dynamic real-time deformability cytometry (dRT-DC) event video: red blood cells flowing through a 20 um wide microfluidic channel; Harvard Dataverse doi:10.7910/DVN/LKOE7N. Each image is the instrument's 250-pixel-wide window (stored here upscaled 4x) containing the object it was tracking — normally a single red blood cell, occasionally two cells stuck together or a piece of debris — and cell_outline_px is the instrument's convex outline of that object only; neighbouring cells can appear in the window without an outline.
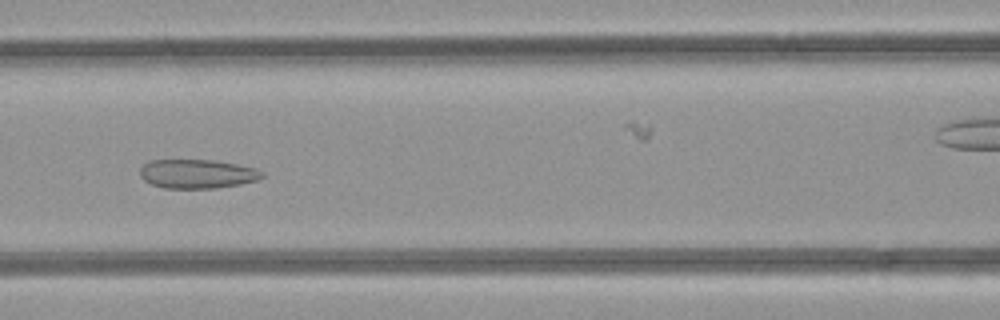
{"species": "common noctule bat (a hibernating species)", "species_latin": "Nyctalus noctula", "temperature_condition": "room temperature", "stored_images_in_passage": 42, "camera_frame_rate_fps": 3000, "um_per_image_px": 0.085, "animal": {"sex": "female", "body_mass_g": 21.9}, "frame": {"image": 1, "passage_image": 14, "time_ms": 4.333, "image_size_px": [1000, 320], "cell_outline_px": [[264, 176], [256, 180], [240, 184], [216, 188], [164, 188], [152, 184], [144, 180], [140, 176], [140, 168], [148, 160], [216, 160], [256, 168], [264, 172]], "centroid_in_image_um": [16.76, 14.77], "position_along_channel_um": 149.8, "area_um2": 20.69}}
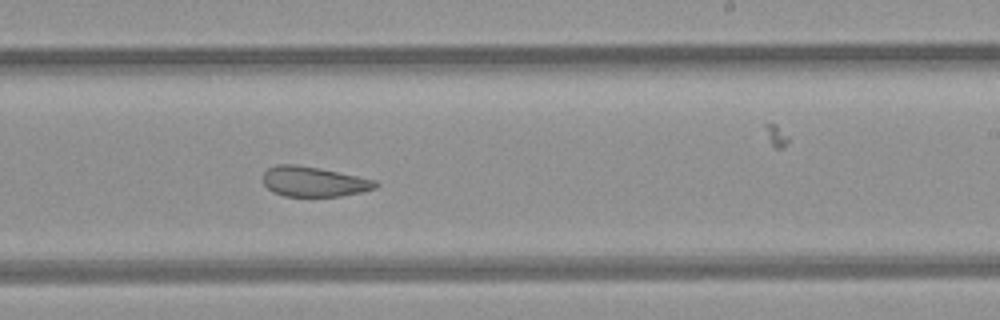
{"frame": {"image": 2, "passage_image": 22, "time_ms": 7.0, "image_size_px": [1000, 320], "cell_outline_px": [[380, 184], [376, 188], [360, 192], [340, 196], [284, 196], [272, 192], [264, 184], [264, 172], [268, 168], [276, 164], [296, 164], [320, 168], [376, 180]], "centroid_in_image_um": [26.67, 15.43], "position_along_channel_um": 262.3, "area_um2": 19.71}}
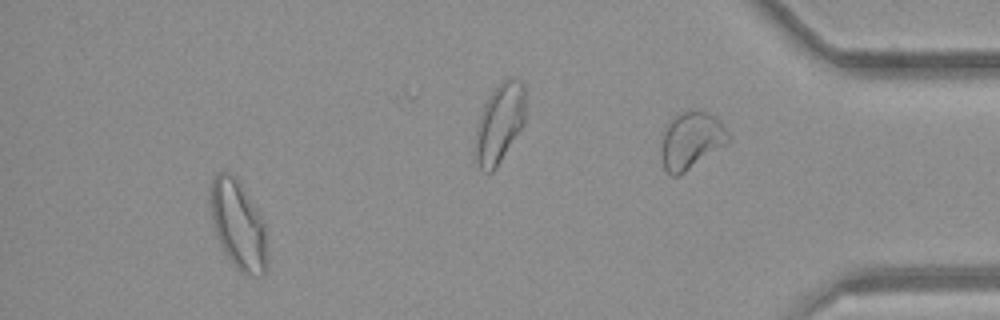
{"frame": {"image": 3, "passage_image": 38, "time_ms": 12.333, "image_size_px": [1000, 320], "cell_outline_px": [[268, 264], [264, 276], [244, 276], [232, 264], [220, 244], [216, 236], [208, 204], [212, 180], [220, 172], [228, 172], [236, 176], [264, 220], [268, 260]], "centroid_in_image_um": [20.26, 19.16], "position_along_channel_um": 414.9, "area_um2": 30.06}, "authors_computed_cell_mechanics": {"area_um2": 23.12, "velocity_mm_per_s": 4.2418, "shape_relaxation_time_tau1_ms": null, "shape_relaxation_time_tau2_ms": 1.6803, "deformation_change_tau1": null, "deformation_change_tau2": 0.086}}